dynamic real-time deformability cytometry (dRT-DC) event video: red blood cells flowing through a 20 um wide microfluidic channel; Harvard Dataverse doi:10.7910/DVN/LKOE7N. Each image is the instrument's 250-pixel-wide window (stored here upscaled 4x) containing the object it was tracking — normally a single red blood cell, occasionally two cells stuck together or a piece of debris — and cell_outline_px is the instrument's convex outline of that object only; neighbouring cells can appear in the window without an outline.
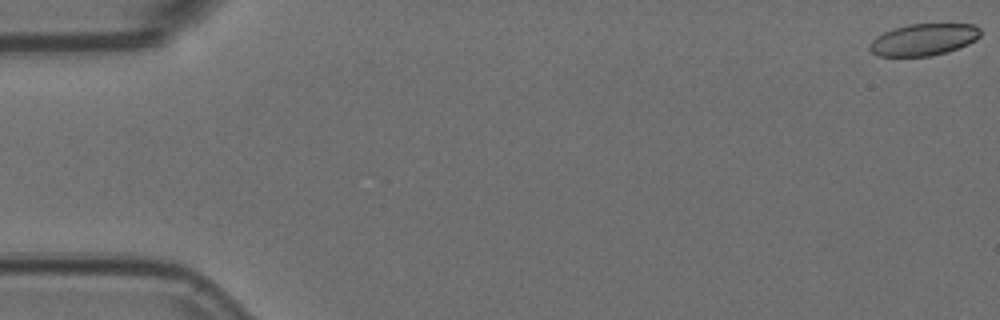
{"species": "Egyptian fruit bat (a non-hibernating species)", "species_latin": "Rousettus aegyptiacus", "temperature_condition": "room temperature", "stored_images_in_passage": 3, "camera_frame_rate_fps": 3000, "um_per_image_px": 0.085, "animal": {"sex": "female"}, "frame": {"image": 1, "passage_image": 1, "time_ms": 0.0, "image_size_px": [1000, 320], "cell_outline_px": [[980, 36], [976, 40], [968, 44], [932, 56], [876, 56], [868, 48], [868, 44], [876, 36], [892, 28], [908, 24], [976, 24], [980, 28]], "centroid_in_image_um": [78.48, 3.36], "position_along_channel_um": 6.5, "area_um2": 20.63}}